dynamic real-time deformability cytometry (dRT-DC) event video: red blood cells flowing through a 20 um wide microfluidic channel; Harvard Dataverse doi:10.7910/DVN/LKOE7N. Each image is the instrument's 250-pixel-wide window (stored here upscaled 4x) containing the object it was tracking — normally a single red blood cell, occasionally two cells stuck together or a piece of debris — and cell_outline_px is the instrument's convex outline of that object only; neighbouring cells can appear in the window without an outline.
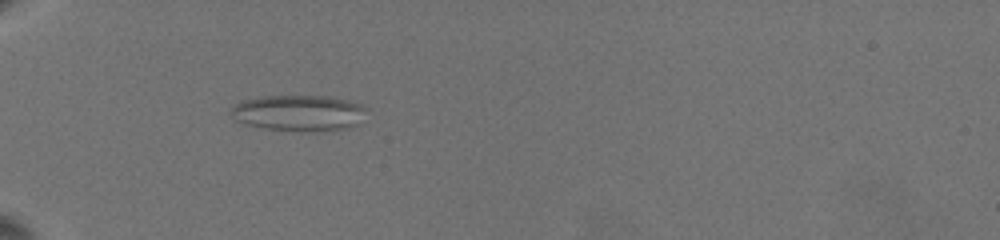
{"species": "common noctule bat (a hibernating species)", "species_latin": "Nyctalus noctula", "temperature_condition": "warm", "stored_images_in_passage": 42, "camera_frame_rate_fps": 3000, "um_per_image_px": 0.085, "animal": {"sex": "female", "body_mass_g": 19.5, "forearm_length_mm": 54.1}, "frame": {"image": 1, "passage_image": 18, "time_ms": 8.0, "image_size_px": [1000, 240], "cell_outline_px": [[368, 108], [360, 124], [348, 128], [324, 132], [304, 132], [260, 128], [244, 124], [236, 120], [228, 112], [236, 104], [244, 100], [260, 96], [328, 96], [352, 100], [364, 104]], "centroid_in_image_um": [25.47, 9.62], "position_along_channel_um": 59.5, "area_um2": 29.36}}
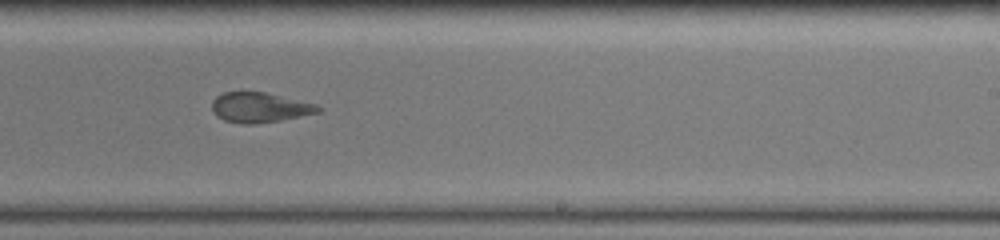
{"frame": {"image": 2, "passage_image": 32, "time_ms": 14.333, "image_size_px": [1000, 240], "cell_outline_px": [[324, 108], [320, 112], [280, 120], [252, 124], [244, 124], [224, 120], [216, 116], [212, 112], [212, 100], [216, 96], [224, 92], [264, 92], [316, 104]], "centroid_in_image_um": [22.06, 9.13], "position_along_channel_um": 266.9, "area_um2": 18.5}}
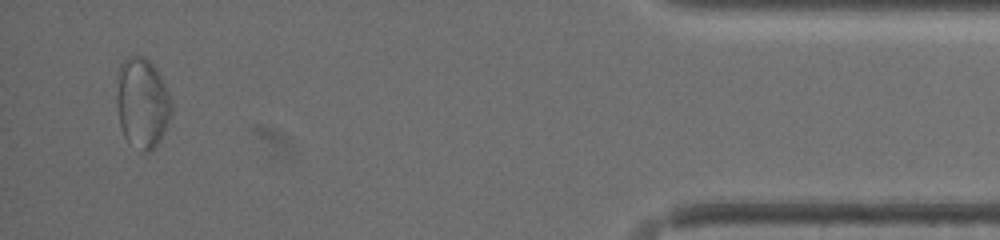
{"frame": {"image": 3, "passage_image": 42, "time_ms": 20.333, "image_size_px": [1000, 240], "cell_outline_px": [[172, 112], [160, 140], [156, 148], [144, 156], [124, 136], [120, 128], [116, 104], [116, 96], [120, 64], [128, 56], [144, 56], [156, 68], [172, 100]], "centroid_in_image_um": [12.09, 8.8], "position_along_channel_um": 423.1, "area_um2": 29.19}, "authors_computed_cell_mechanics": {"area_um2": 25.7788, "velocity_mm_per_s": 3.5657, "shape_relaxation_time_tau1_ms": null, "shape_relaxation_time_tau2_ms": 1.7821, "deformation_change_tau1": null, "deformation_change_tau2": 0.0779}}